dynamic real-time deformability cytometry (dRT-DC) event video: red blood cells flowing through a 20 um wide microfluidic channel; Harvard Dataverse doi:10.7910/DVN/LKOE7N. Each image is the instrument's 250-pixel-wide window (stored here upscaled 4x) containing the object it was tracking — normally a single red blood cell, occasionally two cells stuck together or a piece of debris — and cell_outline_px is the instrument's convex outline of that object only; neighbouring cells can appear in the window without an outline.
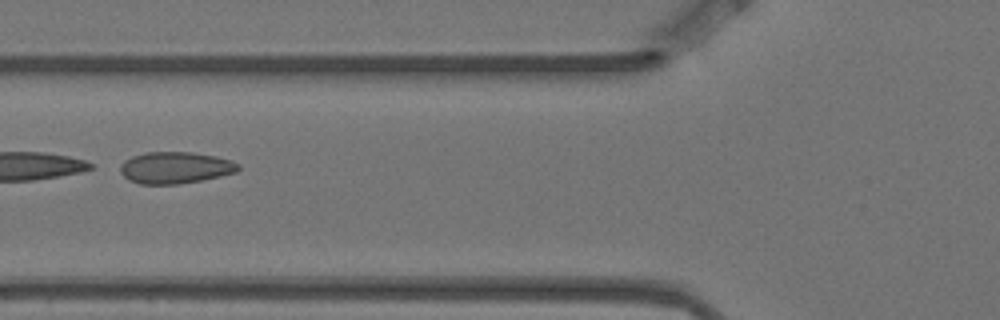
{"species": "Egyptian fruit bat (a non-hibernating species)", "species_latin": "Rousettus aegyptiacus", "temperature_condition": "warm", "stored_images_in_passage": 4, "camera_frame_rate_fps": 3000, "um_per_image_px": 0.085, "animal": {"sex": "female"}, "frame": {"image": 1, "passage_image": 2, "time_ms": 0.333, "image_size_px": [1000, 320], "cell_outline_px": [[240, 168], [236, 172], [220, 176], [180, 184], [140, 184], [128, 180], [120, 172], [120, 164], [124, 160], [132, 156], [144, 152], [192, 152], [216, 156], [232, 160], [240, 164]], "centroid_in_image_um": [14.89, 14.24], "position_along_channel_um": 110.9, "area_um2": 21.96}}
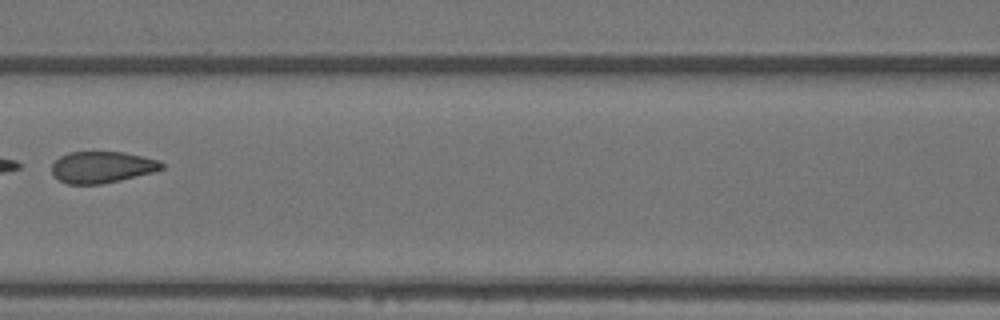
{"frame": {"image": 2, "passage_image": 3, "time_ms": 0.667, "image_size_px": [1000, 320], "cell_outline_px": [[164, 168], [156, 172], [120, 180], [100, 184], [68, 184], [52, 176], [52, 164], [60, 156], [68, 152], [124, 152], [144, 156], [160, 160], [164, 164]], "centroid_in_image_um": [8.7, 14.2], "position_along_channel_um": 157.9, "area_um2": 20.4}}
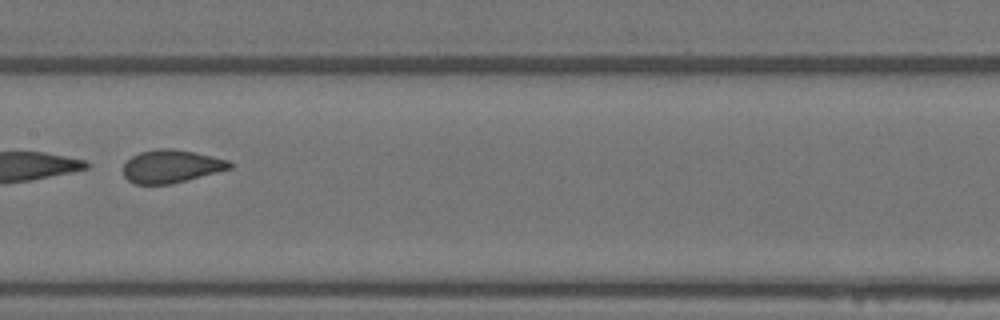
{"frame": {"image": 3, "passage_image": 4, "time_ms": 1.0, "image_size_px": [1000, 320], "cell_outline_px": [[232, 168], [172, 184], [136, 184], [128, 180], [124, 176], [124, 164], [132, 156], [140, 152], [160, 148], [172, 148], [196, 152], [228, 160], [232, 164]], "centroid_in_image_um": [14.56, 14.13], "position_along_channel_um": 192.8, "area_um2": 20.4}}